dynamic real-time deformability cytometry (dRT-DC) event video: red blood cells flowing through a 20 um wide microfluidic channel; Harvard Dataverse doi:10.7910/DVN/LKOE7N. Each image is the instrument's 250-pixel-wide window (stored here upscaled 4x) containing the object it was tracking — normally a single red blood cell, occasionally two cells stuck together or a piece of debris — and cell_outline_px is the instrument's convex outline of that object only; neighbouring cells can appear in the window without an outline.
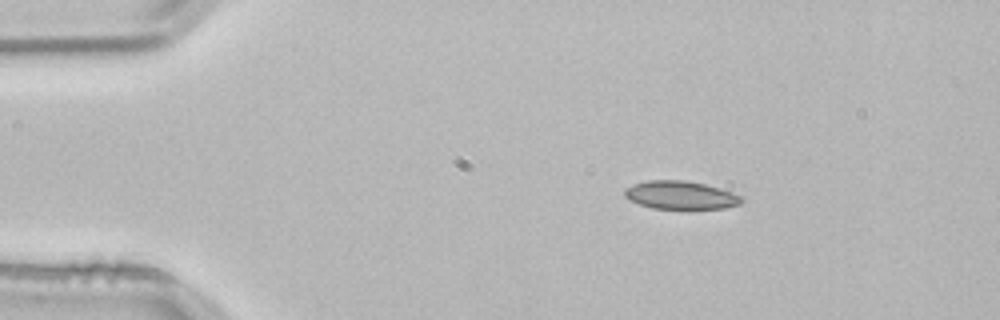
{"species": "common noctule bat (a hibernating species)", "species_latin": "Nyctalus noctula", "temperature_condition": "room temperature", "stored_images_in_passage": 5, "segment_of_instrument_passage": [1, 2], "camera_frame_rate_fps": 3000, "um_per_image_px": 0.085, "animal": {"sex": "male", "body_mass_g": 21.5, "forearm_length_mm": 52.0}, "frame": {"image": 1, "passage_image": 3, "time_ms": 0.667, "image_size_px": [1000, 320], "cell_outline_px": [[744, 200], [740, 204], [724, 208], [692, 212], [684, 212], [652, 208], [640, 204], [624, 196], [624, 188], [632, 184], [648, 180], [684, 180], [704, 184], [720, 188], [740, 196]], "centroid_in_image_um": [57.86, 16.64], "position_along_channel_um": 27.1, "area_um2": 20.11}}